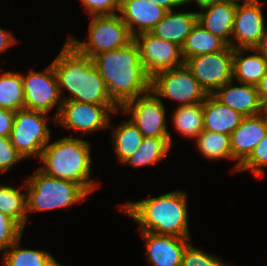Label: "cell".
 Here are the masks:
<instances>
[{"instance_id":"6da1fadb","label":"cell","mask_w":267,"mask_h":266,"mask_svg":"<svg viewBox=\"0 0 267 266\" xmlns=\"http://www.w3.org/2000/svg\"><path fill=\"white\" fill-rule=\"evenodd\" d=\"M59 93L63 101L74 100L103 106H118L107 91L105 82L92 58L79 53L68 41L52 61ZM70 95H64L63 90Z\"/></svg>"},{"instance_id":"7a4b0ae2","label":"cell","mask_w":267,"mask_h":266,"mask_svg":"<svg viewBox=\"0 0 267 266\" xmlns=\"http://www.w3.org/2000/svg\"><path fill=\"white\" fill-rule=\"evenodd\" d=\"M93 61L110 98L119 107L151 90V76L139 58V49L134 40L125 47L96 55Z\"/></svg>"},{"instance_id":"3957f363","label":"cell","mask_w":267,"mask_h":266,"mask_svg":"<svg viewBox=\"0 0 267 266\" xmlns=\"http://www.w3.org/2000/svg\"><path fill=\"white\" fill-rule=\"evenodd\" d=\"M187 194L174 190L158 197L125 202L119 208L138 223L141 232L192 238L188 225Z\"/></svg>"},{"instance_id":"277c9868","label":"cell","mask_w":267,"mask_h":266,"mask_svg":"<svg viewBox=\"0 0 267 266\" xmlns=\"http://www.w3.org/2000/svg\"><path fill=\"white\" fill-rule=\"evenodd\" d=\"M91 144L79 137H62L42 151L39 169L46 175L82 185L90 194L100 183L91 179Z\"/></svg>"},{"instance_id":"5b68a950","label":"cell","mask_w":267,"mask_h":266,"mask_svg":"<svg viewBox=\"0 0 267 266\" xmlns=\"http://www.w3.org/2000/svg\"><path fill=\"white\" fill-rule=\"evenodd\" d=\"M24 183L27 191L28 220L30 212L70 207L87 200V196L90 194L82 185L48 176L39 168Z\"/></svg>"},{"instance_id":"8992f818","label":"cell","mask_w":267,"mask_h":266,"mask_svg":"<svg viewBox=\"0 0 267 266\" xmlns=\"http://www.w3.org/2000/svg\"><path fill=\"white\" fill-rule=\"evenodd\" d=\"M88 30L87 41L83 42L72 36L67 37V41L79 53L92 59L103 52L125 47L133 40L119 13L92 16Z\"/></svg>"},{"instance_id":"52a82bcc","label":"cell","mask_w":267,"mask_h":266,"mask_svg":"<svg viewBox=\"0 0 267 266\" xmlns=\"http://www.w3.org/2000/svg\"><path fill=\"white\" fill-rule=\"evenodd\" d=\"M48 113L22 108L15 111L9 139L24 159H40L43 148L51 141Z\"/></svg>"},{"instance_id":"ba28073f","label":"cell","mask_w":267,"mask_h":266,"mask_svg":"<svg viewBox=\"0 0 267 266\" xmlns=\"http://www.w3.org/2000/svg\"><path fill=\"white\" fill-rule=\"evenodd\" d=\"M151 90L161 100H175L179 106L202 103L207 96L185 63L154 74Z\"/></svg>"},{"instance_id":"9c48e42d","label":"cell","mask_w":267,"mask_h":266,"mask_svg":"<svg viewBox=\"0 0 267 266\" xmlns=\"http://www.w3.org/2000/svg\"><path fill=\"white\" fill-rule=\"evenodd\" d=\"M24 90V108L50 114L57 107L51 123H56L62 99L52 62L43 71L29 70L27 74L21 72Z\"/></svg>"},{"instance_id":"30bf717a","label":"cell","mask_w":267,"mask_h":266,"mask_svg":"<svg viewBox=\"0 0 267 266\" xmlns=\"http://www.w3.org/2000/svg\"><path fill=\"white\" fill-rule=\"evenodd\" d=\"M119 110L124 115H131L129 119L144 137H169L172 147L173 138L171 132H168L166 107L152 90L127 101Z\"/></svg>"},{"instance_id":"8fae6325","label":"cell","mask_w":267,"mask_h":266,"mask_svg":"<svg viewBox=\"0 0 267 266\" xmlns=\"http://www.w3.org/2000/svg\"><path fill=\"white\" fill-rule=\"evenodd\" d=\"M119 106H103L74 100L63 101L56 125L63 126L82 136L101 129H109L112 114L120 112Z\"/></svg>"},{"instance_id":"7c38bea8","label":"cell","mask_w":267,"mask_h":266,"mask_svg":"<svg viewBox=\"0 0 267 266\" xmlns=\"http://www.w3.org/2000/svg\"><path fill=\"white\" fill-rule=\"evenodd\" d=\"M207 95H213L233 80V48L193 56L184 61Z\"/></svg>"},{"instance_id":"4fadbf2b","label":"cell","mask_w":267,"mask_h":266,"mask_svg":"<svg viewBox=\"0 0 267 266\" xmlns=\"http://www.w3.org/2000/svg\"><path fill=\"white\" fill-rule=\"evenodd\" d=\"M139 49V58L152 77L159 71L172 69L184 64L181 47L177 44L155 37L150 32L133 37Z\"/></svg>"},{"instance_id":"5bb4252c","label":"cell","mask_w":267,"mask_h":266,"mask_svg":"<svg viewBox=\"0 0 267 266\" xmlns=\"http://www.w3.org/2000/svg\"><path fill=\"white\" fill-rule=\"evenodd\" d=\"M265 3L257 0L236 8L233 22L231 47L233 49H253L267 30L262 11Z\"/></svg>"},{"instance_id":"9a60e30c","label":"cell","mask_w":267,"mask_h":266,"mask_svg":"<svg viewBox=\"0 0 267 266\" xmlns=\"http://www.w3.org/2000/svg\"><path fill=\"white\" fill-rule=\"evenodd\" d=\"M266 132V111L253 116H244L240 125L230 135L233 161H237L231 170L232 173H237L239 166L249 157L256 145L265 137Z\"/></svg>"},{"instance_id":"2e32d148","label":"cell","mask_w":267,"mask_h":266,"mask_svg":"<svg viewBox=\"0 0 267 266\" xmlns=\"http://www.w3.org/2000/svg\"><path fill=\"white\" fill-rule=\"evenodd\" d=\"M146 259L151 266H181L182 256L191 238L141 232Z\"/></svg>"},{"instance_id":"e0dca14e","label":"cell","mask_w":267,"mask_h":266,"mask_svg":"<svg viewBox=\"0 0 267 266\" xmlns=\"http://www.w3.org/2000/svg\"><path fill=\"white\" fill-rule=\"evenodd\" d=\"M167 10L151 0H121L119 14L132 37L150 32Z\"/></svg>"},{"instance_id":"ac0fdd59","label":"cell","mask_w":267,"mask_h":266,"mask_svg":"<svg viewBox=\"0 0 267 266\" xmlns=\"http://www.w3.org/2000/svg\"><path fill=\"white\" fill-rule=\"evenodd\" d=\"M239 83L233 85L234 80L226 83L218 89L213 96L223 105L240 112L243 116H253L265 111L262 105L257 87L255 85Z\"/></svg>"},{"instance_id":"d6986e66","label":"cell","mask_w":267,"mask_h":266,"mask_svg":"<svg viewBox=\"0 0 267 266\" xmlns=\"http://www.w3.org/2000/svg\"><path fill=\"white\" fill-rule=\"evenodd\" d=\"M236 8L233 5L216 1L198 10V22L213 35L231 47V36Z\"/></svg>"},{"instance_id":"ffe728a7","label":"cell","mask_w":267,"mask_h":266,"mask_svg":"<svg viewBox=\"0 0 267 266\" xmlns=\"http://www.w3.org/2000/svg\"><path fill=\"white\" fill-rule=\"evenodd\" d=\"M198 22V12L167 11L162 20L150 31L155 37L182 47L186 37Z\"/></svg>"},{"instance_id":"44dd1931","label":"cell","mask_w":267,"mask_h":266,"mask_svg":"<svg viewBox=\"0 0 267 266\" xmlns=\"http://www.w3.org/2000/svg\"><path fill=\"white\" fill-rule=\"evenodd\" d=\"M244 116L223 105L213 95H207L203 102L204 130L231 135Z\"/></svg>"},{"instance_id":"7402d4cb","label":"cell","mask_w":267,"mask_h":266,"mask_svg":"<svg viewBox=\"0 0 267 266\" xmlns=\"http://www.w3.org/2000/svg\"><path fill=\"white\" fill-rule=\"evenodd\" d=\"M247 52L253 53L244 56ZM266 73L267 61L254 48L233 49L234 81L256 86Z\"/></svg>"},{"instance_id":"603a6c76","label":"cell","mask_w":267,"mask_h":266,"mask_svg":"<svg viewBox=\"0 0 267 266\" xmlns=\"http://www.w3.org/2000/svg\"><path fill=\"white\" fill-rule=\"evenodd\" d=\"M113 125L110 120L109 128L114 129L111 131L113 153L116 154L119 163L122 164L140 147L144 136L129 118L123 120L114 128Z\"/></svg>"},{"instance_id":"cb8c5ba5","label":"cell","mask_w":267,"mask_h":266,"mask_svg":"<svg viewBox=\"0 0 267 266\" xmlns=\"http://www.w3.org/2000/svg\"><path fill=\"white\" fill-rule=\"evenodd\" d=\"M228 45L219 37L206 30L199 22L192 28L181 47L184 61L193 56L216 53L224 50Z\"/></svg>"},{"instance_id":"d4e9b609","label":"cell","mask_w":267,"mask_h":266,"mask_svg":"<svg viewBox=\"0 0 267 266\" xmlns=\"http://www.w3.org/2000/svg\"><path fill=\"white\" fill-rule=\"evenodd\" d=\"M20 241L21 238L2 254L1 259L5 266H64L49 251L22 249L19 246Z\"/></svg>"},{"instance_id":"484cf974","label":"cell","mask_w":267,"mask_h":266,"mask_svg":"<svg viewBox=\"0 0 267 266\" xmlns=\"http://www.w3.org/2000/svg\"><path fill=\"white\" fill-rule=\"evenodd\" d=\"M171 148L169 137H144L140 147L122 164L135 168L153 165L163 161Z\"/></svg>"},{"instance_id":"4316f807","label":"cell","mask_w":267,"mask_h":266,"mask_svg":"<svg viewBox=\"0 0 267 266\" xmlns=\"http://www.w3.org/2000/svg\"><path fill=\"white\" fill-rule=\"evenodd\" d=\"M174 129L183 137L196 138L204 130L203 102L177 106L172 115Z\"/></svg>"},{"instance_id":"83f0119b","label":"cell","mask_w":267,"mask_h":266,"mask_svg":"<svg viewBox=\"0 0 267 266\" xmlns=\"http://www.w3.org/2000/svg\"><path fill=\"white\" fill-rule=\"evenodd\" d=\"M19 187L0 184V212L14 219L23 229L28 222L26 192Z\"/></svg>"},{"instance_id":"f1b7e54d","label":"cell","mask_w":267,"mask_h":266,"mask_svg":"<svg viewBox=\"0 0 267 266\" xmlns=\"http://www.w3.org/2000/svg\"><path fill=\"white\" fill-rule=\"evenodd\" d=\"M196 140L197 151L210 160H233L230 135L203 130Z\"/></svg>"},{"instance_id":"f546056e","label":"cell","mask_w":267,"mask_h":266,"mask_svg":"<svg viewBox=\"0 0 267 266\" xmlns=\"http://www.w3.org/2000/svg\"><path fill=\"white\" fill-rule=\"evenodd\" d=\"M0 108L14 112L24 108L21 72L3 70L0 74Z\"/></svg>"},{"instance_id":"4dcf8cb0","label":"cell","mask_w":267,"mask_h":266,"mask_svg":"<svg viewBox=\"0 0 267 266\" xmlns=\"http://www.w3.org/2000/svg\"><path fill=\"white\" fill-rule=\"evenodd\" d=\"M267 168V132L249 157L239 166L237 172L249 170L257 178H263Z\"/></svg>"},{"instance_id":"1f68e13d","label":"cell","mask_w":267,"mask_h":266,"mask_svg":"<svg viewBox=\"0 0 267 266\" xmlns=\"http://www.w3.org/2000/svg\"><path fill=\"white\" fill-rule=\"evenodd\" d=\"M181 266H233L227 264L214 254L198 249L191 245L186 247L182 256Z\"/></svg>"},{"instance_id":"d6a6232c","label":"cell","mask_w":267,"mask_h":266,"mask_svg":"<svg viewBox=\"0 0 267 266\" xmlns=\"http://www.w3.org/2000/svg\"><path fill=\"white\" fill-rule=\"evenodd\" d=\"M24 229L11 217L0 212V253L4 254L7 249L22 238Z\"/></svg>"},{"instance_id":"836d02e7","label":"cell","mask_w":267,"mask_h":266,"mask_svg":"<svg viewBox=\"0 0 267 266\" xmlns=\"http://www.w3.org/2000/svg\"><path fill=\"white\" fill-rule=\"evenodd\" d=\"M25 160L10 142L9 137L0 136V173L11 171L15 164Z\"/></svg>"},{"instance_id":"e575fe53","label":"cell","mask_w":267,"mask_h":266,"mask_svg":"<svg viewBox=\"0 0 267 266\" xmlns=\"http://www.w3.org/2000/svg\"><path fill=\"white\" fill-rule=\"evenodd\" d=\"M121 0H81L89 16L114 15L120 11Z\"/></svg>"},{"instance_id":"d590c367","label":"cell","mask_w":267,"mask_h":266,"mask_svg":"<svg viewBox=\"0 0 267 266\" xmlns=\"http://www.w3.org/2000/svg\"><path fill=\"white\" fill-rule=\"evenodd\" d=\"M15 112L0 108V136L9 137L13 127Z\"/></svg>"},{"instance_id":"8d00e7d4","label":"cell","mask_w":267,"mask_h":266,"mask_svg":"<svg viewBox=\"0 0 267 266\" xmlns=\"http://www.w3.org/2000/svg\"><path fill=\"white\" fill-rule=\"evenodd\" d=\"M15 43H17V39L11 31L0 27V54L4 51L6 52Z\"/></svg>"},{"instance_id":"74e56055","label":"cell","mask_w":267,"mask_h":266,"mask_svg":"<svg viewBox=\"0 0 267 266\" xmlns=\"http://www.w3.org/2000/svg\"><path fill=\"white\" fill-rule=\"evenodd\" d=\"M256 87H257V92L259 94L260 101L262 105L266 108L267 107V73L260 80V82L256 85Z\"/></svg>"},{"instance_id":"f35d334b","label":"cell","mask_w":267,"mask_h":266,"mask_svg":"<svg viewBox=\"0 0 267 266\" xmlns=\"http://www.w3.org/2000/svg\"><path fill=\"white\" fill-rule=\"evenodd\" d=\"M151 2L158 4L167 11L175 10L177 7L181 8L184 5V0H151Z\"/></svg>"},{"instance_id":"ab89813d","label":"cell","mask_w":267,"mask_h":266,"mask_svg":"<svg viewBox=\"0 0 267 266\" xmlns=\"http://www.w3.org/2000/svg\"><path fill=\"white\" fill-rule=\"evenodd\" d=\"M254 49L267 61V30Z\"/></svg>"},{"instance_id":"60d3db41","label":"cell","mask_w":267,"mask_h":266,"mask_svg":"<svg viewBox=\"0 0 267 266\" xmlns=\"http://www.w3.org/2000/svg\"><path fill=\"white\" fill-rule=\"evenodd\" d=\"M218 0H184V5L186 4H192V2H195L194 4H196L200 9L207 7L209 5H211L213 2H216Z\"/></svg>"},{"instance_id":"b9f144b4","label":"cell","mask_w":267,"mask_h":266,"mask_svg":"<svg viewBox=\"0 0 267 266\" xmlns=\"http://www.w3.org/2000/svg\"><path fill=\"white\" fill-rule=\"evenodd\" d=\"M218 1L238 7L240 5H248L254 3L257 0H218Z\"/></svg>"}]
</instances>
